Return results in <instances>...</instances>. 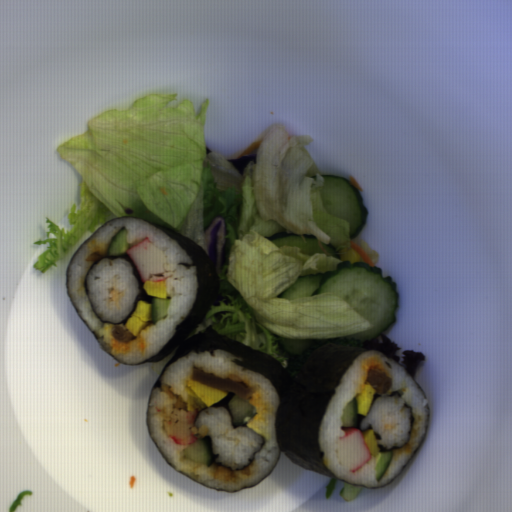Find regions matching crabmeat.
Masks as SVG:
<instances>
[{
  "instance_id": "2",
  "label": "crabmeat",
  "mask_w": 512,
  "mask_h": 512,
  "mask_svg": "<svg viewBox=\"0 0 512 512\" xmlns=\"http://www.w3.org/2000/svg\"><path fill=\"white\" fill-rule=\"evenodd\" d=\"M343 431L345 435L339 438L336 455L341 465L352 473L371 460L372 454L361 430L354 426Z\"/></svg>"
},
{
  "instance_id": "1",
  "label": "crabmeat",
  "mask_w": 512,
  "mask_h": 512,
  "mask_svg": "<svg viewBox=\"0 0 512 512\" xmlns=\"http://www.w3.org/2000/svg\"><path fill=\"white\" fill-rule=\"evenodd\" d=\"M127 256L134 262L143 282L166 280L164 264L167 256L149 237H145L134 246L126 249Z\"/></svg>"
},
{
  "instance_id": "3",
  "label": "crabmeat",
  "mask_w": 512,
  "mask_h": 512,
  "mask_svg": "<svg viewBox=\"0 0 512 512\" xmlns=\"http://www.w3.org/2000/svg\"><path fill=\"white\" fill-rule=\"evenodd\" d=\"M197 414V412L174 406L169 408L162 424L166 435L171 438L176 445L186 446L200 441L194 435V421Z\"/></svg>"
}]
</instances>
